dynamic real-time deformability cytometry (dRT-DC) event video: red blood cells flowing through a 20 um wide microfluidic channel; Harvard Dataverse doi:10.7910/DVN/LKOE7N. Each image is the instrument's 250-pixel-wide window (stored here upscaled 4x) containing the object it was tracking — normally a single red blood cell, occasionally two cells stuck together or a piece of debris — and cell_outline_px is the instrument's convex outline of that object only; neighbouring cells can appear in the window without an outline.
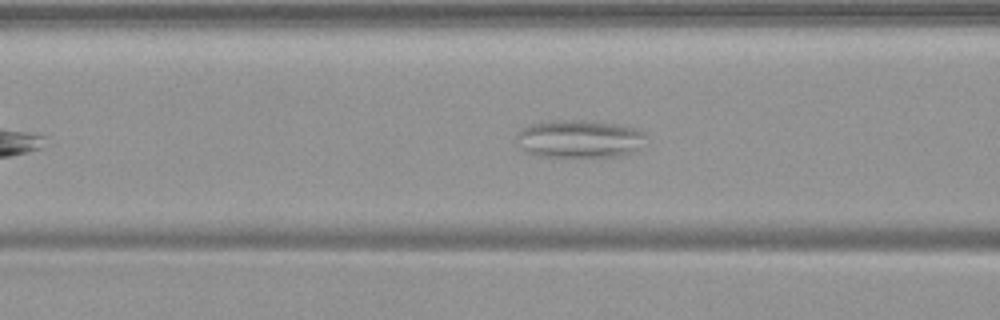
{"species": "common noctule bat (a hibernating species)", "species_latin": "Nyctalus noctula", "temperature_condition": "warm", "stored_images_in_passage": 45, "camera_frame_rate_fps": 3000, "um_per_image_px": 0.085, "animal": {"sex": "female", "body_mass_g": 19.9}, "frame": {"image": 1, "passage_image": 12, "time_ms": 3.667, "image_size_px": [1000, 320], "cell_outline_px": [[644, 136], [632, 152], [620, 156], [540, 156], [528, 152], [520, 148], [512, 140], [516, 132], [520, 128], [532, 124], [552, 120], [584, 120], [616, 124], [640, 128], [644, 132]], "centroid_in_image_um": [49.13, 11.78], "position_along_channel_um": 117.5, "area_um2": 28.55}}
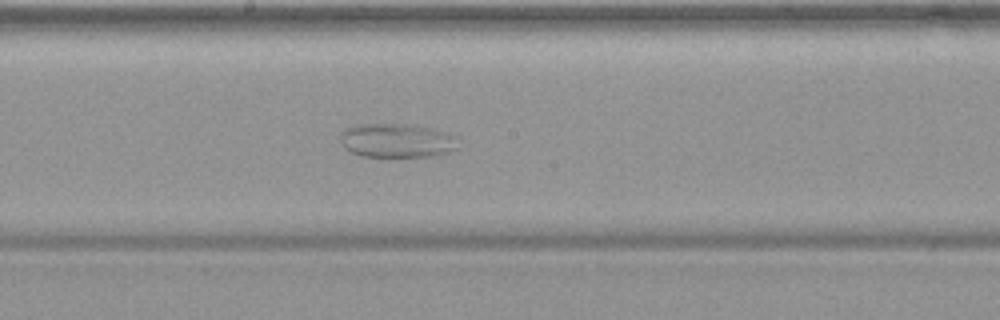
{"frame": {"image": 2, "passage_image": 20, "time_ms": 6.333, "image_size_px": [1000, 320], "cell_outline_px": [[456, 148], [448, 152], [432, 156], [360, 156], [348, 152], [344, 148], [340, 140], [340, 136], [344, 128], [352, 124], [408, 124], [432, 128], [444, 132], [452, 136]], "centroid_in_image_um": [33.6, 11.94], "position_along_channel_um": 214.6, "area_um2": 23.24}}
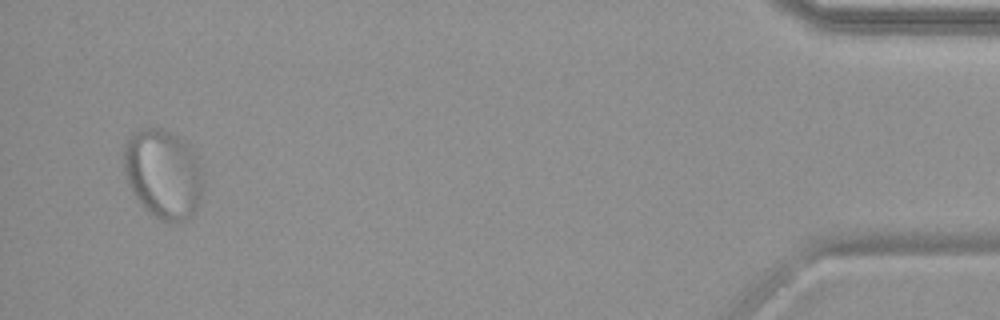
{"frame": {"image": 3, "passage_image": 43, "time_ms": 14.0, "image_size_px": [1000, 320], "cell_outline_px": [[204, 180], [200, 200], [192, 216], [176, 224], [168, 224], [152, 216], [144, 208], [132, 192], [124, 172], [124, 144], [132, 132], [144, 128], [164, 128], [180, 136], [188, 144], [196, 156], [200, 164]], "centroid_in_image_um": [13.88, 14.79], "position_along_channel_um": 421.3, "area_um2": 42.08}}